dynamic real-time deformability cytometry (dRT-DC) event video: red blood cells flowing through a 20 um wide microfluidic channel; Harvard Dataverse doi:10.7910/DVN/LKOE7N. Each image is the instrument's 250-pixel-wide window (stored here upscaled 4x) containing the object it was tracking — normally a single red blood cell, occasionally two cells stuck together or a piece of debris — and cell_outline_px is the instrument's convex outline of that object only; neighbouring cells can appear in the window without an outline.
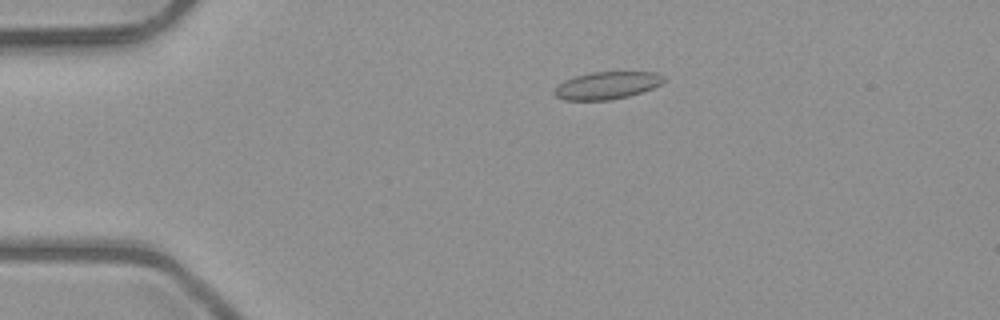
{"species": "common noctule bat (a hibernating species)", "species_latin": "Nyctalus noctula", "temperature_condition": "room temperature", "stored_images_in_passage": 52, "camera_frame_rate_fps": 3000, "um_per_image_px": 0.085, "animal": {"sex": "male", "body_mass_g": 23.1, "forearm_length_mm": 52.7}, "frame": {"image": 1, "passage_image": 11, "time_ms": 3.333, "image_size_px": [1000, 320], "cell_outline_px": [[664, 80], [660, 84], [652, 88], [628, 96], [612, 100], [564, 100], [556, 96], [552, 92], [564, 80], [576, 76], [592, 72], [656, 72], [664, 76]], "centroid_in_image_um": [51.58, 7.26], "position_along_channel_um": 33.4, "area_um2": 17.34}}
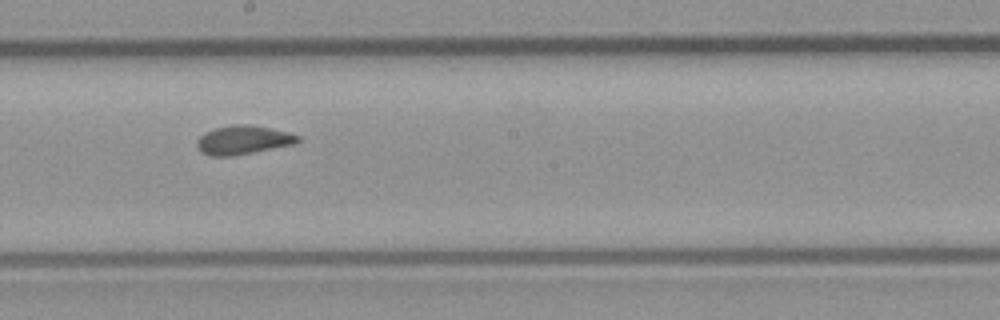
{"frame": {"image": 2, "passage_image": 29, "time_ms": 9.333, "image_size_px": [1000, 320], "cell_outline_px": [[300, 140], [296, 144], [232, 156], [208, 156], [200, 152], [196, 148], [196, 140], [200, 136], [216, 128], [232, 124], [248, 124], [272, 128], [288, 132], [300, 136]], "centroid_in_image_um": [20.66, 11.9], "position_along_channel_um": 227.5, "area_um2": 17.11}}
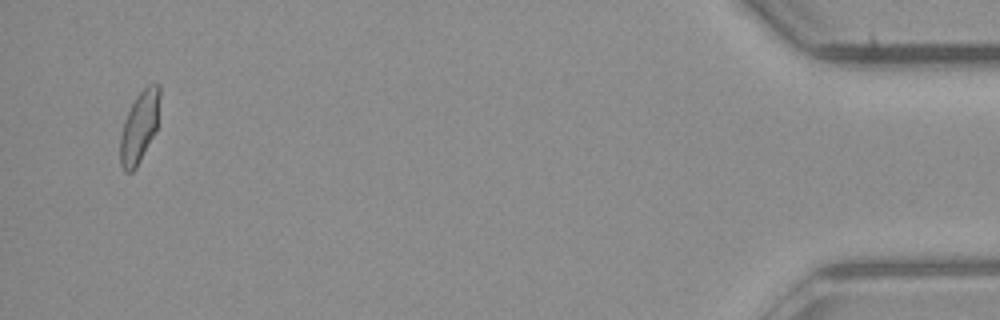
{"frame": {"image": 3, "passage_image": 50, "time_ms": 16.333, "image_size_px": [1000, 320], "cell_outline_px": [[160, 96], [156, 128], [136, 168], [132, 172], [124, 172], [120, 164], [120, 136], [124, 120], [136, 96], [148, 84], [160, 84]], "centroid_in_image_um": [11.83, 10.78], "position_along_channel_um": 423.4, "area_um2": 16.18}, "authors_computed_cell_mechanics": {"area_um2": 16.7909, "velocity_mm_per_s": 4.026, "shape_relaxation_time_tau1_ms": null, "shape_relaxation_time_tau2_ms": 1.4959, "deformation_change_tau1": null, "deformation_change_tau2": 0.0728}}